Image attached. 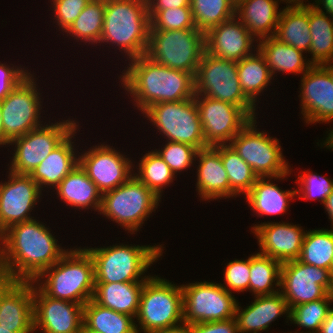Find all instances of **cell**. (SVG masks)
<instances>
[{
	"instance_id": "8992f818",
	"label": "cell",
	"mask_w": 333,
	"mask_h": 333,
	"mask_svg": "<svg viewBox=\"0 0 333 333\" xmlns=\"http://www.w3.org/2000/svg\"><path fill=\"white\" fill-rule=\"evenodd\" d=\"M135 319L137 333H152L183 324L181 284L151 275L144 283Z\"/></svg>"
},
{
	"instance_id": "484cf974",
	"label": "cell",
	"mask_w": 333,
	"mask_h": 333,
	"mask_svg": "<svg viewBox=\"0 0 333 333\" xmlns=\"http://www.w3.org/2000/svg\"><path fill=\"white\" fill-rule=\"evenodd\" d=\"M79 127L81 126L78 125L30 174L42 191L45 187L54 190L79 164V151L73 141Z\"/></svg>"
},
{
	"instance_id": "277c9868",
	"label": "cell",
	"mask_w": 333,
	"mask_h": 333,
	"mask_svg": "<svg viewBox=\"0 0 333 333\" xmlns=\"http://www.w3.org/2000/svg\"><path fill=\"white\" fill-rule=\"evenodd\" d=\"M149 29L146 0H106L99 45L107 43L118 47L117 50L130 60L145 55Z\"/></svg>"
},
{
	"instance_id": "4fadbf2b",
	"label": "cell",
	"mask_w": 333,
	"mask_h": 333,
	"mask_svg": "<svg viewBox=\"0 0 333 333\" xmlns=\"http://www.w3.org/2000/svg\"><path fill=\"white\" fill-rule=\"evenodd\" d=\"M183 323L223 321L235 318L238 300L221 283L200 281L182 284Z\"/></svg>"
},
{
	"instance_id": "5b68a950",
	"label": "cell",
	"mask_w": 333,
	"mask_h": 333,
	"mask_svg": "<svg viewBox=\"0 0 333 333\" xmlns=\"http://www.w3.org/2000/svg\"><path fill=\"white\" fill-rule=\"evenodd\" d=\"M162 245L117 243L85 249L94 261L95 283L145 282L149 267L163 255Z\"/></svg>"
},
{
	"instance_id": "4316f807",
	"label": "cell",
	"mask_w": 333,
	"mask_h": 333,
	"mask_svg": "<svg viewBox=\"0 0 333 333\" xmlns=\"http://www.w3.org/2000/svg\"><path fill=\"white\" fill-rule=\"evenodd\" d=\"M292 173H286L279 177L258 178L251 190L245 195L251 210L256 212L258 217L282 215L289 209V201L297 198L296 190H282L277 184L273 183L282 180Z\"/></svg>"
},
{
	"instance_id": "cb8c5ba5",
	"label": "cell",
	"mask_w": 333,
	"mask_h": 333,
	"mask_svg": "<svg viewBox=\"0 0 333 333\" xmlns=\"http://www.w3.org/2000/svg\"><path fill=\"white\" fill-rule=\"evenodd\" d=\"M196 191L203 201L234 198L238 195L230 188L227 172L223 166L220 145L208 146L197 151Z\"/></svg>"
},
{
	"instance_id": "7c38bea8",
	"label": "cell",
	"mask_w": 333,
	"mask_h": 333,
	"mask_svg": "<svg viewBox=\"0 0 333 333\" xmlns=\"http://www.w3.org/2000/svg\"><path fill=\"white\" fill-rule=\"evenodd\" d=\"M41 127L10 141L14 146L8 170L30 175L36 167L79 125L77 120L48 121ZM47 123V124H46Z\"/></svg>"
},
{
	"instance_id": "8fae6325",
	"label": "cell",
	"mask_w": 333,
	"mask_h": 333,
	"mask_svg": "<svg viewBox=\"0 0 333 333\" xmlns=\"http://www.w3.org/2000/svg\"><path fill=\"white\" fill-rule=\"evenodd\" d=\"M256 123V118H253L231 140L230 145L258 178L279 177L289 173L293 169L284 159L279 139L257 129Z\"/></svg>"
},
{
	"instance_id": "e0dca14e",
	"label": "cell",
	"mask_w": 333,
	"mask_h": 333,
	"mask_svg": "<svg viewBox=\"0 0 333 333\" xmlns=\"http://www.w3.org/2000/svg\"><path fill=\"white\" fill-rule=\"evenodd\" d=\"M194 98L207 146L230 144L252 120L239 106L203 95H195Z\"/></svg>"
},
{
	"instance_id": "9a60e30c",
	"label": "cell",
	"mask_w": 333,
	"mask_h": 333,
	"mask_svg": "<svg viewBox=\"0 0 333 333\" xmlns=\"http://www.w3.org/2000/svg\"><path fill=\"white\" fill-rule=\"evenodd\" d=\"M333 291V273L301 262L299 259L282 263L280 292L289 309L325 298Z\"/></svg>"
},
{
	"instance_id": "2e32d148",
	"label": "cell",
	"mask_w": 333,
	"mask_h": 333,
	"mask_svg": "<svg viewBox=\"0 0 333 333\" xmlns=\"http://www.w3.org/2000/svg\"><path fill=\"white\" fill-rule=\"evenodd\" d=\"M302 76L298 96L302 120L306 125L333 122V81L329 71L323 65H312ZM330 129L320 143H333V129Z\"/></svg>"
},
{
	"instance_id": "680465c9",
	"label": "cell",
	"mask_w": 333,
	"mask_h": 333,
	"mask_svg": "<svg viewBox=\"0 0 333 333\" xmlns=\"http://www.w3.org/2000/svg\"><path fill=\"white\" fill-rule=\"evenodd\" d=\"M330 73L331 79L333 81V60L331 62H327L323 65Z\"/></svg>"
},
{
	"instance_id": "8d00e7d4",
	"label": "cell",
	"mask_w": 333,
	"mask_h": 333,
	"mask_svg": "<svg viewBox=\"0 0 333 333\" xmlns=\"http://www.w3.org/2000/svg\"><path fill=\"white\" fill-rule=\"evenodd\" d=\"M299 260L333 273V229L306 231Z\"/></svg>"
},
{
	"instance_id": "d4e9b609",
	"label": "cell",
	"mask_w": 333,
	"mask_h": 333,
	"mask_svg": "<svg viewBox=\"0 0 333 333\" xmlns=\"http://www.w3.org/2000/svg\"><path fill=\"white\" fill-rule=\"evenodd\" d=\"M250 305L242 308L237 304L235 319L238 333H261L281 315L289 321L290 309L287 301L279 291L271 295L254 296Z\"/></svg>"
},
{
	"instance_id": "4dcf8cb0",
	"label": "cell",
	"mask_w": 333,
	"mask_h": 333,
	"mask_svg": "<svg viewBox=\"0 0 333 333\" xmlns=\"http://www.w3.org/2000/svg\"><path fill=\"white\" fill-rule=\"evenodd\" d=\"M144 283H95L93 300L100 306L136 318Z\"/></svg>"
},
{
	"instance_id": "681fc988",
	"label": "cell",
	"mask_w": 333,
	"mask_h": 333,
	"mask_svg": "<svg viewBox=\"0 0 333 333\" xmlns=\"http://www.w3.org/2000/svg\"><path fill=\"white\" fill-rule=\"evenodd\" d=\"M190 333H238L235 318L189 325Z\"/></svg>"
},
{
	"instance_id": "ba28073f",
	"label": "cell",
	"mask_w": 333,
	"mask_h": 333,
	"mask_svg": "<svg viewBox=\"0 0 333 333\" xmlns=\"http://www.w3.org/2000/svg\"><path fill=\"white\" fill-rule=\"evenodd\" d=\"M195 95L221 100L242 108L252 119L255 106L244 94L238 77L237 62L202 54L194 76Z\"/></svg>"
},
{
	"instance_id": "7bdbcfd3",
	"label": "cell",
	"mask_w": 333,
	"mask_h": 333,
	"mask_svg": "<svg viewBox=\"0 0 333 333\" xmlns=\"http://www.w3.org/2000/svg\"><path fill=\"white\" fill-rule=\"evenodd\" d=\"M165 142L166 143L162 145L161 148L154 150L170 167L175 176L195 165L196 154L198 151L195 147L184 143L171 141Z\"/></svg>"
},
{
	"instance_id": "603a6c76",
	"label": "cell",
	"mask_w": 333,
	"mask_h": 333,
	"mask_svg": "<svg viewBox=\"0 0 333 333\" xmlns=\"http://www.w3.org/2000/svg\"><path fill=\"white\" fill-rule=\"evenodd\" d=\"M255 41L258 40L235 16L205 34V51L217 58L238 62L258 49Z\"/></svg>"
},
{
	"instance_id": "83f0119b",
	"label": "cell",
	"mask_w": 333,
	"mask_h": 333,
	"mask_svg": "<svg viewBox=\"0 0 333 333\" xmlns=\"http://www.w3.org/2000/svg\"><path fill=\"white\" fill-rule=\"evenodd\" d=\"M281 0H242L236 5L235 16L259 41L274 37L282 8Z\"/></svg>"
},
{
	"instance_id": "5bb4252c",
	"label": "cell",
	"mask_w": 333,
	"mask_h": 333,
	"mask_svg": "<svg viewBox=\"0 0 333 333\" xmlns=\"http://www.w3.org/2000/svg\"><path fill=\"white\" fill-rule=\"evenodd\" d=\"M36 80L31 73L0 101L4 134L10 141L44 125L40 120L44 108L42 93Z\"/></svg>"
},
{
	"instance_id": "94428289",
	"label": "cell",
	"mask_w": 333,
	"mask_h": 333,
	"mask_svg": "<svg viewBox=\"0 0 333 333\" xmlns=\"http://www.w3.org/2000/svg\"><path fill=\"white\" fill-rule=\"evenodd\" d=\"M0 333H14L11 331V328H7L6 326H0Z\"/></svg>"
},
{
	"instance_id": "f1b7e54d",
	"label": "cell",
	"mask_w": 333,
	"mask_h": 333,
	"mask_svg": "<svg viewBox=\"0 0 333 333\" xmlns=\"http://www.w3.org/2000/svg\"><path fill=\"white\" fill-rule=\"evenodd\" d=\"M57 198L66 203V206L78 210L92 209L99 212L102 202V193L87 176L86 171L78 164L53 190ZM91 207V208H90Z\"/></svg>"
},
{
	"instance_id": "f35d334b",
	"label": "cell",
	"mask_w": 333,
	"mask_h": 333,
	"mask_svg": "<svg viewBox=\"0 0 333 333\" xmlns=\"http://www.w3.org/2000/svg\"><path fill=\"white\" fill-rule=\"evenodd\" d=\"M140 159L136 164L139 168L133 167L134 175L161 199L163 189L170 186L177 177L155 150L148 151Z\"/></svg>"
},
{
	"instance_id": "ac0fdd59",
	"label": "cell",
	"mask_w": 333,
	"mask_h": 333,
	"mask_svg": "<svg viewBox=\"0 0 333 333\" xmlns=\"http://www.w3.org/2000/svg\"><path fill=\"white\" fill-rule=\"evenodd\" d=\"M84 151L79 152V164L102 194L122 185L134 175L132 159L110 144L100 143Z\"/></svg>"
},
{
	"instance_id": "ee69618b",
	"label": "cell",
	"mask_w": 333,
	"mask_h": 333,
	"mask_svg": "<svg viewBox=\"0 0 333 333\" xmlns=\"http://www.w3.org/2000/svg\"><path fill=\"white\" fill-rule=\"evenodd\" d=\"M298 184V190H296V196L299 199L317 200L323 205L326 202L327 196L333 189V179L326 176L313 173V171L300 172L295 180Z\"/></svg>"
},
{
	"instance_id": "f6af8a7d",
	"label": "cell",
	"mask_w": 333,
	"mask_h": 333,
	"mask_svg": "<svg viewBox=\"0 0 333 333\" xmlns=\"http://www.w3.org/2000/svg\"><path fill=\"white\" fill-rule=\"evenodd\" d=\"M150 29L156 31L197 29L191 7H179L155 11L150 16Z\"/></svg>"
},
{
	"instance_id": "816d5d0a",
	"label": "cell",
	"mask_w": 333,
	"mask_h": 333,
	"mask_svg": "<svg viewBox=\"0 0 333 333\" xmlns=\"http://www.w3.org/2000/svg\"><path fill=\"white\" fill-rule=\"evenodd\" d=\"M314 1L313 3H307V7L313 6L319 12H322L326 15L328 14L329 16L333 17V0H314Z\"/></svg>"
},
{
	"instance_id": "60d3db41",
	"label": "cell",
	"mask_w": 333,
	"mask_h": 333,
	"mask_svg": "<svg viewBox=\"0 0 333 333\" xmlns=\"http://www.w3.org/2000/svg\"><path fill=\"white\" fill-rule=\"evenodd\" d=\"M220 155L230 188L238 197L243 194L245 196L256 183L258 176L230 144L220 145Z\"/></svg>"
},
{
	"instance_id": "d590c367",
	"label": "cell",
	"mask_w": 333,
	"mask_h": 333,
	"mask_svg": "<svg viewBox=\"0 0 333 333\" xmlns=\"http://www.w3.org/2000/svg\"><path fill=\"white\" fill-rule=\"evenodd\" d=\"M281 266V262L269 256L259 252L251 254L249 292L254 296L271 295L279 292Z\"/></svg>"
},
{
	"instance_id": "ffe728a7",
	"label": "cell",
	"mask_w": 333,
	"mask_h": 333,
	"mask_svg": "<svg viewBox=\"0 0 333 333\" xmlns=\"http://www.w3.org/2000/svg\"><path fill=\"white\" fill-rule=\"evenodd\" d=\"M34 332L78 333L84 305L47 296L33 281Z\"/></svg>"
},
{
	"instance_id": "db71d44e",
	"label": "cell",
	"mask_w": 333,
	"mask_h": 333,
	"mask_svg": "<svg viewBox=\"0 0 333 333\" xmlns=\"http://www.w3.org/2000/svg\"><path fill=\"white\" fill-rule=\"evenodd\" d=\"M324 209L328 214V218L331 222V228L333 229V189L331 193L327 196L326 202L324 203Z\"/></svg>"
},
{
	"instance_id": "f5cc1de1",
	"label": "cell",
	"mask_w": 333,
	"mask_h": 333,
	"mask_svg": "<svg viewBox=\"0 0 333 333\" xmlns=\"http://www.w3.org/2000/svg\"><path fill=\"white\" fill-rule=\"evenodd\" d=\"M318 333H333V307L329 310L327 317L320 326Z\"/></svg>"
},
{
	"instance_id": "30bf717a",
	"label": "cell",
	"mask_w": 333,
	"mask_h": 333,
	"mask_svg": "<svg viewBox=\"0 0 333 333\" xmlns=\"http://www.w3.org/2000/svg\"><path fill=\"white\" fill-rule=\"evenodd\" d=\"M166 141L191 145L197 150L208 147L204 141L202 125L195 98L161 102L148 107L143 113Z\"/></svg>"
},
{
	"instance_id": "74e56055",
	"label": "cell",
	"mask_w": 333,
	"mask_h": 333,
	"mask_svg": "<svg viewBox=\"0 0 333 333\" xmlns=\"http://www.w3.org/2000/svg\"><path fill=\"white\" fill-rule=\"evenodd\" d=\"M105 8L106 0H91L64 33L77 42H85V45H98L103 30Z\"/></svg>"
},
{
	"instance_id": "c3c4849f",
	"label": "cell",
	"mask_w": 333,
	"mask_h": 333,
	"mask_svg": "<svg viewBox=\"0 0 333 333\" xmlns=\"http://www.w3.org/2000/svg\"><path fill=\"white\" fill-rule=\"evenodd\" d=\"M12 65V66H11ZM32 72L21 65L1 63L0 61V101L4 100Z\"/></svg>"
},
{
	"instance_id": "11a10c76",
	"label": "cell",
	"mask_w": 333,
	"mask_h": 333,
	"mask_svg": "<svg viewBox=\"0 0 333 333\" xmlns=\"http://www.w3.org/2000/svg\"><path fill=\"white\" fill-rule=\"evenodd\" d=\"M152 333H190L189 332V325L187 324H181L177 327L165 329V330H158Z\"/></svg>"
},
{
	"instance_id": "836d02e7",
	"label": "cell",
	"mask_w": 333,
	"mask_h": 333,
	"mask_svg": "<svg viewBox=\"0 0 333 333\" xmlns=\"http://www.w3.org/2000/svg\"><path fill=\"white\" fill-rule=\"evenodd\" d=\"M83 324L99 333H137L134 317L100 306L93 299L84 305Z\"/></svg>"
},
{
	"instance_id": "1f68e13d",
	"label": "cell",
	"mask_w": 333,
	"mask_h": 333,
	"mask_svg": "<svg viewBox=\"0 0 333 333\" xmlns=\"http://www.w3.org/2000/svg\"><path fill=\"white\" fill-rule=\"evenodd\" d=\"M309 26L308 7H285L282 9L275 38L309 54L312 35Z\"/></svg>"
},
{
	"instance_id": "f907efd6",
	"label": "cell",
	"mask_w": 333,
	"mask_h": 333,
	"mask_svg": "<svg viewBox=\"0 0 333 333\" xmlns=\"http://www.w3.org/2000/svg\"><path fill=\"white\" fill-rule=\"evenodd\" d=\"M146 2L149 17L155 11L179 7H190V0H146Z\"/></svg>"
},
{
	"instance_id": "9f6ffc18",
	"label": "cell",
	"mask_w": 333,
	"mask_h": 333,
	"mask_svg": "<svg viewBox=\"0 0 333 333\" xmlns=\"http://www.w3.org/2000/svg\"><path fill=\"white\" fill-rule=\"evenodd\" d=\"M9 144H10V140L4 134V127H3V123H2V113H1V106H0V147H3L4 145H5V147H8Z\"/></svg>"
},
{
	"instance_id": "7402d4cb",
	"label": "cell",
	"mask_w": 333,
	"mask_h": 333,
	"mask_svg": "<svg viewBox=\"0 0 333 333\" xmlns=\"http://www.w3.org/2000/svg\"><path fill=\"white\" fill-rule=\"evenodd\" d=\"M250 228L258 240L259 253L281 263L299 259L307 231L301 225L268 221Z\"/></svg>"
},
{
	"instance_id": "9c48e42d",
	"label": "cell",
	"mask_w": 333,
	"mask_h": 333,
	"mask_svg": "<svg viewBox=\"0 0 333 333\" xmlns=\"http://www.w3.org/2000/svg\"><path fill=\"white\" fill-rule=\"evenodd\" d=\"M205 51V34L198 29H149L145 55L157 64L195 76Z\"/></svg>"
},
{
	"instance_id": "d6986e66",
	"label": "cell",
	"mask_w": 333,
	"mask_h": 333,
	"mask_svg": "<svg viewBox=\"0 0 333 333\" xmlns=\"http://www.w3.org/2000/svg\"><path fill=\"white\" fill-rule=\"evenodd\" d=\"M7 182H0V235L11 225L34 219V211L43 196L30 175L8 171Z\"/></svg>"
},
{
	"instance_id": "f546056e",
	"label": "cell",
	"mask_w": 333,
	"mask_h": 333,
	"mask_svg": "<svg viewBox=\"0 0 333 333\" xmlns=\"http://www.w3.org/2000/svg\"><path fill=\"white\" fill-rule=\"evenodd\" d=\"M257 48L264 56L270 72L274 76L279 72L304 74L312 64L303 55V51L291 45L280 42L275 37H268L257 41Z\"/></svg>"
},
{
	"instance_id": "7a4b0ae2",
	"label": "cell",
	"mask_w": 333,
	"mask_h": 333,
	"mask_svg": "<svg viewBox=\"0 0 333 333\" xmlns=\"http://www.w3.org/2000/svg\"><path fill=\"white\" fill-rule=\"evenodd\" d=\"M128 61L119 79L141 114L161 102L182 101L195 96L194 76L157 64L146 55ZM126 68V69H125Z\"/></svg>"
},
{
	"instance_id": "ab89813d",
	"label": "cell",
	"mask_w": 333,
	"mask_h": 333,
	"mask_svg": "<svg viewBox=\"0 0 333 333\" xmlns=\"http://www.w3.org/2000/svg\"><path fill=\"white\" fill-rule=\"evenodd\" d=\"M190 7L195 27L204 34L235 17L232 0H190Z\"/></svg>"
},
{
	"instance_id": "7dc6e473",
	"label": "cell",
	"mask_w": 333,
	"mask_h": 333,
	"mask_svg": "<svg viewBox=\"0 0 333 333\" xmlns=\"http://www.w3.org/2000/svg\"><path fill=\"white\" fill-rule=\"evenodd\" d=\"M91 0H50L53 19L56 27L63 33L72 25V23L81 14L82 10Z\"/></svg>"
},
{
	"instance_id": "b9f144b4",
	"label": "cell",
	"mask_w": 333,
	"mask_h": 333,
	"mask_svg": "<svg viewBox=\"0 0 333 333\" xmlns=\"http://www.w3.org/2000/svg\"><path fill=\"white\" fill-rule=\"evenodd\" d=\"M333 296L328 294L323 299L303 303L290 309V323L298 327L308 329L301 333H318L320 326L327 317L329 310L332 308ZM289 333V332H288ZM290 333H293L290 331ZM294 333H300L298 330Z\"/></svg>"
},
{
	"instance_id": "6f0895ef",
	"label": "cell",
	"mask_w": 333,
	"mask_h": 333,
	"mask_svg": "<svg viewBox=\"0 0 333 333\" xmlns=\"http://www.w3.org/2000/svg\"><path fill=\"white\" fill-rule=\"evenodd\" d=\"M286 3V7H307L306 2H310L308 0H281ZM305 2V3H304Z\"/></svg>"
},
{
	"instance_id": "44dd1931",
	"label": "cell",
	"mask_w": 333,
	"mask_h": 333,
	"mask_svg": "<svg viewBox=\"0 0 333 333\" xmlns=\"http://www.w3.org/2000/svg\"><path fill=\"white\" fill-rule=\"evenodd\" d=\"M33 281L0 278V326L34 333Z\"/></svg>"
},
{
	"instance_id": "6da1fadb",
	"label": "cell",
	"mask_w": 333,
	"mask_h": 333,
	"mask_svg": "<svg viewBox=\"0 0 333 333\" xmlns=\"http://www.w3.org/2000/svg\"><path fill=\"white\" fill-rule=\"evenodd\" d=\"M46 224L35 219L11 225L0 235V278L34 281L68 250Z\"/></svg>"
},
{
	"instance_id": "d6a6232c",
	"label": "cell",
	"mask_w": 333,
	"mask_h": 333,
	"mask_svg": "<svg viewBox=\"0 0 333 333\" xmlns=\"http://www.w3.org/2000/svg\"><path fill=\"white\" fill-rule=\"evenodd\" d=\"M239 82L245 96L257 106L260 94L267 90L273 76L264 56L257 49L253 54L237 62Z\"/></svg>"
},
{
	"instance_id": "91938a15",
	"label": "cell",
	"mask_w": 333,
	"mask_h": 333,
	"mask_svg": "<svg viewBox=\"0 0 333 333\" xmlns=\"http://www.w3.org/2000/svg\"><path fill=\"white\" fill-rule=\"evenodd\" d=\"M78 333H99V332L93 331L83 324L82 327L79 329Z\"/></svg>"
},
{
	"instance_id": "6125c7cd",
	"label": "cell",
	"mask_w": 333,
	"mask_h": 333,
	"mask_svg": "<svg viewBox=\"0 0 333 333\" xmlns=\"http://www.w3.org/2000/svg\"><path fill=\"white\" fill-rule=\"evenodd\" d=\"M242 0H232V2L237 5L239 2H241Z\"/></svg>"
},
{
	"instance_id": "52a82bcc",
	"label": "cell",
	"mask_w": 333,
	"mask_h": 333,
	"mask_svg": "<svg viewBox=\"0 0 333 333\" xmlns=\"http://www.w3.org/2000/svg\"><path fill=\"white\" fill-rule=\"evenodd\" d=\"M161 200L133 175L122 185L102 194L98 214L115 221L114 223L133 235L139 231L150 214L156 211Z\"/></svg>"
},
{
	"instance_id": "bcb514c9",
	"label": "cell",
	"mask_w": 333,
	"mask_h": 333,
	"mask_svg": "<svg viewBox=\"0 0 333 333\" xmlns=\"http://www.w3.org/2000/svg\"><path fill=\"white\" fill-rule=\"evenodd\" d=\"M224 283L221 285L229 292L249 290L250 256L247 259L229 261L224 269ZM234 291V292H232Z\"/></svg>"
},
{
	"instance_id": "3957f363",
	"label": "cell",
	"mask_w": 333,
	"mask_h": 333,
	"mask_svg": "<svg viewBox=\"0 0 333 333\" xmlns=\"http://www.w3.org/2000/svg\"><path fill=\"white\" fill-rule=\"evenodd\" d=\"M34 283L51 298L85 305L95 291L93 258L85 248H70Z\"/></svg>"
},
{
	"instance_id": "e575fe53",
	"label": "cell",
	"mask_w": 333,
	"mask_h": 333,
	"mask_svg": "<svg viewBox=\"0 0 333 333\" xmlns=\"http://www.w3.org/2000/svg\"><path fill=\"white\" fill-rule=\"evenodd\" d=\"M309 26L312 35L309 61L312 65H324L333 60V17L309 6Z\"/></svg>"
}]
</instances>
